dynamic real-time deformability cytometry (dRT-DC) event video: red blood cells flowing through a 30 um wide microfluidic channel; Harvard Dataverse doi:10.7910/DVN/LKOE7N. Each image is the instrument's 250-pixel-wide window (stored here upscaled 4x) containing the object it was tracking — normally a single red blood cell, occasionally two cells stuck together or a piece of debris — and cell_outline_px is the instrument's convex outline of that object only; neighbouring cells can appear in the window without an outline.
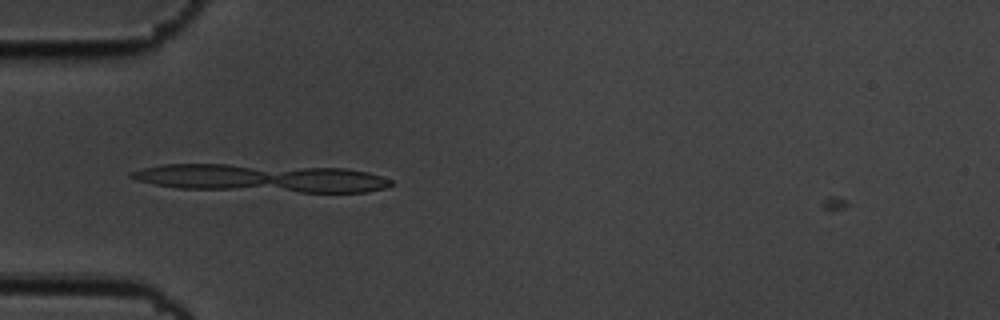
{"species": "common noctule bat (a hibernating species)", "species_latin": "Nyctalus noctula", "temperature_condition": "cold", "stored_images_in_passage": 58, "segment_of_instrument_passage": [2, 2], "camera_frame_rate_fps": 3000, "um_per_image_px": 0.085, "animal": {"sex": "male", "body_mass_g": 19.5, "forearm_length_mm": 54.6}, "frame": {"image": 1, "passage_image": 18, "time_ms": 5.667, "image_size_px": [1000, 320], "cell_outline_px": [[392, 184], [380, 188], [360, 192], [308, 192], [292, 188], [276, 180], [292, 172], [320, 168], [336, 168], [360, 172], [376, 176], [388, 180]], "centroid_in_image_um": [28.29, 15.37], "position_along_channel_um": 56.7, "area_um2": 14.51}}
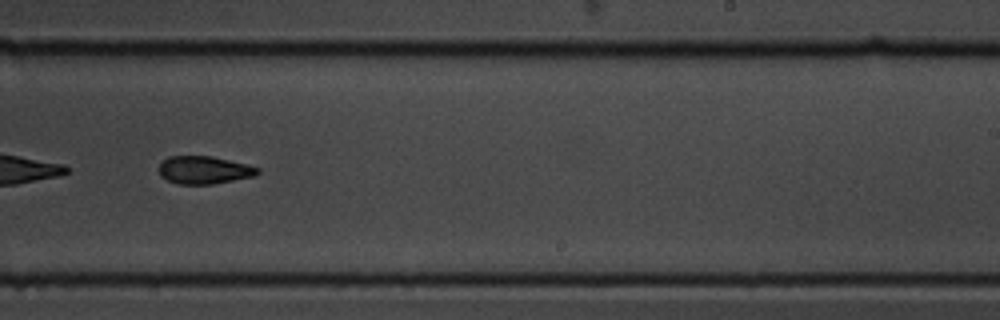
{"frame": {"image": 2, "passage_image": 37, "time_ms": 12.0, "image_size_px": [1000, 320], "cell_outline_px": [[256, 172], [248, 176], [208, 184], [184, 184], [168, 180], [160, 172], [160, 164], [164, 160], [172, 156], [208, 156], [256, 168]], "centroid_in_image_um": [17.21, 14.44], "position_along_channel_um": 271.8, "area_um2": 14.62}}
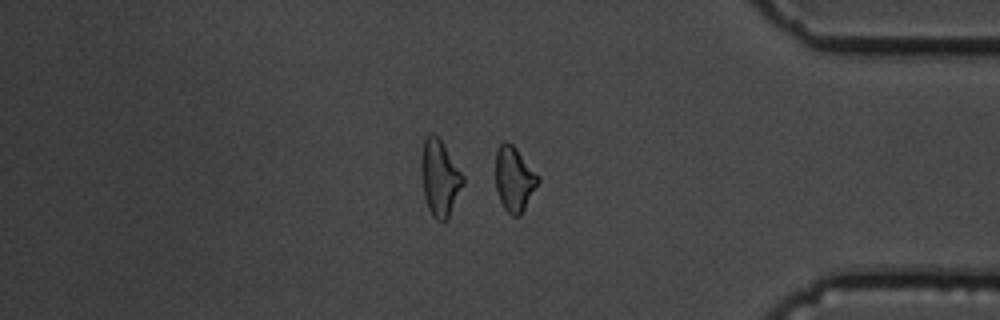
{"frame": {"image": 3, "passage_image": 49, "time_ms": 16.0, "image_size_px": [1000, 320], "cell_outline_px": [[536, 184], [520, 212], [516, 216], [504, 204], [500, 196], [496, 184], [496, 156], [500, 148], [504, 144], [508, 144], [516, 152], [536, 176]], "centroid_in_image_um": [43.65, 15.22], "position_along_channel_um": 391.6, "area_um2": 13.53}}